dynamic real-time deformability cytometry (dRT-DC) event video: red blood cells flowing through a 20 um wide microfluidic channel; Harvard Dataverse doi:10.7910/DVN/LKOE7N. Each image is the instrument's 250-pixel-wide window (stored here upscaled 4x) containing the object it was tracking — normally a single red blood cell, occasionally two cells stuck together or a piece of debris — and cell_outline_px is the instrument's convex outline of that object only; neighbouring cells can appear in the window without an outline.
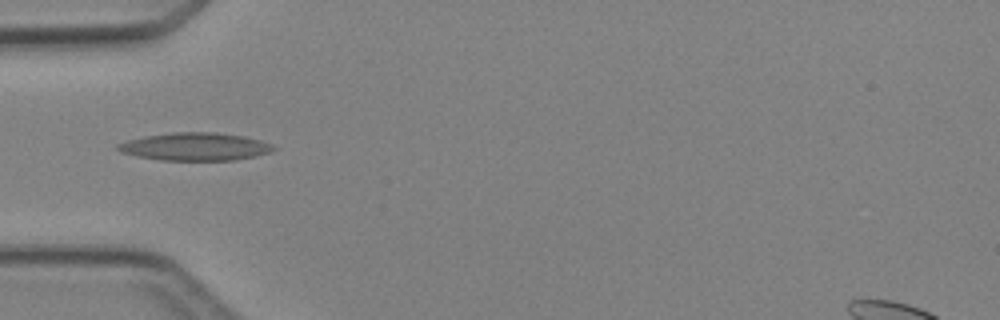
{"species": "Egyptian fruit bat (a non-hibernating species)", "species_latin": "Rousettus aegyptiacus", "temperature_condition": "cold", "stored_images_in_passage": 4, "camera_frame_rate_fps": 3000, "um_per_image_px": 0.085, "animal": {"sex": "female"}, "frame": {"image": 1, "passage_image": 4, "time_ms": 3.667, "image_size_px": [1000, 320], "cell_outline_px": [[276, 148], [268, 152], [256, 156], [236, 160], [160, 160], [136, 156], [120, 152], [116, 148], [116, 144], [128, 140], [144, 136], [172, 132], [216, 132], [244, 136], [260, 140], [272, 144]], "centroid_in_image_um": [16.56, 12.46], "position_along_channel_um": 68.4, "area_um2": 25.32}}